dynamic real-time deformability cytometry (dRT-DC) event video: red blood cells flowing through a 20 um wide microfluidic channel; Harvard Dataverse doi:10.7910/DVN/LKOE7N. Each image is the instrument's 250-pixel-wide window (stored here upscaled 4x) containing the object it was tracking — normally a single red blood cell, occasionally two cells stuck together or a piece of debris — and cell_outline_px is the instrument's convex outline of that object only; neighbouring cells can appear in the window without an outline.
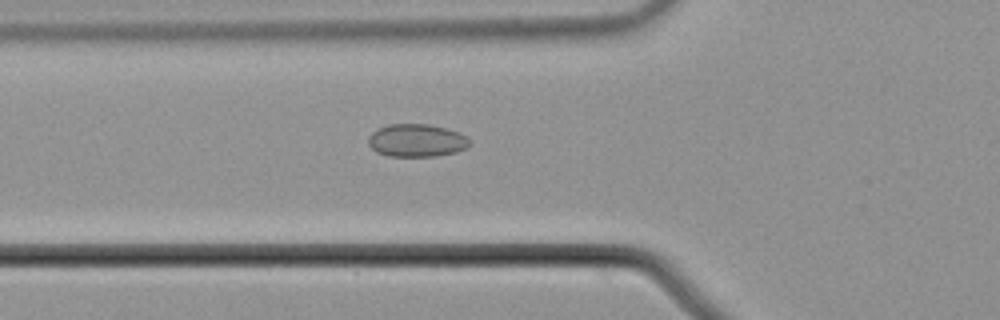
{"species": "common noctule bat (a hibernating species)", "species_latin": "Nyctalus noctula", "temperature_condition": "cold", "stored_images_in_passage": 55, "camera_frame_rate_fps": 3000, "um_per_image_px": 0.085, "animal": {"sex": "male", "body_mass_g": 21.5, "forearm_length_mm": 52.0}, "frame": {"image": 1, "passage_image": 20, "time_ms": 6.333, "image_size_px": [1000, 320], "cell_outline_px": [[472, 140], [464, 148], [456, 152], [436, 156], [388, 156], [376, 152], [368, 144], [368, 136], [376, 128], [388, 124], [428, 124], [448, 128], [460, 132], [468, 136]], "centroid_in_image_um": [35.41, 11.92], "position_along_channel_um": 90.4, "area_um2": 19.65}}
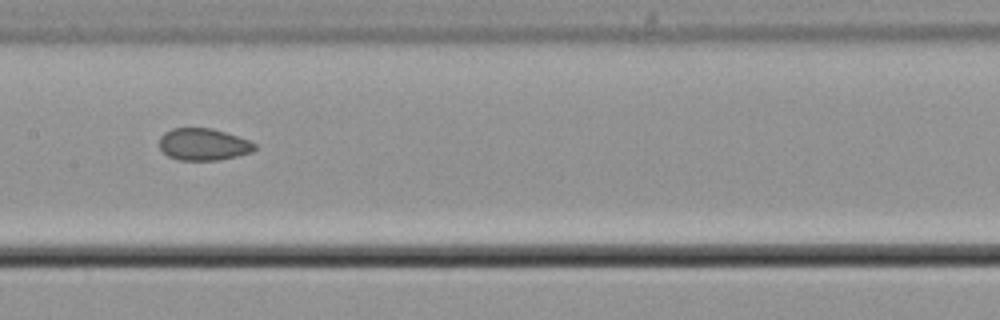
{"frame": {"image": 2, "passage_image": 28, "time_ms": 9.0, "image_size_px": [1000, 320], "cell_outline_px": [[256, 148], [252, 152], [236, 156], [216, 160], [180, 160], [168, 156], [160, 148], [160, 136], [164, 132], [172, 128], [212, 128], [248, 140], [256, 144]], "centroid_in_image_um": [17.27, 12.27], "position_along_channel_um": 190.1, "area_um2": 17.63}}
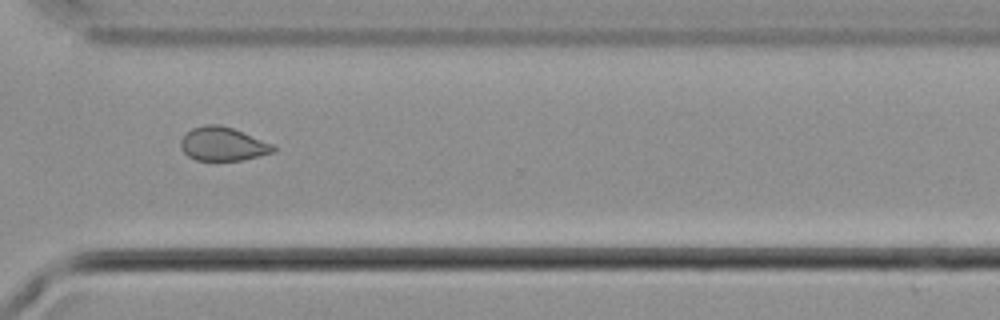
{"frame": {"image": 3, "passage_image": 41, "time_ms": 13.333, "image_size_px": [1000, 320], "cell_outline_px": [[276, 148], [272, 152], [240, 160], [196, 160], [188, 156], [180, 148], [180, 140], [192, 128], [204, 124], [220, 124], [232, 128], [272, 144]], "centroid_in_image_um": [18.88, 12.23], "position_along_channel_um": 351.7, "area_um2": 17.86}, "authors_computed_cell_mechanics": {"area_um2": 19.1318, "velocity_mm_per_s": 3.7255, "shape_relaxation_time_tau1_ms": null, "shape_relaxation_time_tau2_ms": 2.348, "deformation_change_tau1": null, "deformation_change_tau2": 0.0649}}